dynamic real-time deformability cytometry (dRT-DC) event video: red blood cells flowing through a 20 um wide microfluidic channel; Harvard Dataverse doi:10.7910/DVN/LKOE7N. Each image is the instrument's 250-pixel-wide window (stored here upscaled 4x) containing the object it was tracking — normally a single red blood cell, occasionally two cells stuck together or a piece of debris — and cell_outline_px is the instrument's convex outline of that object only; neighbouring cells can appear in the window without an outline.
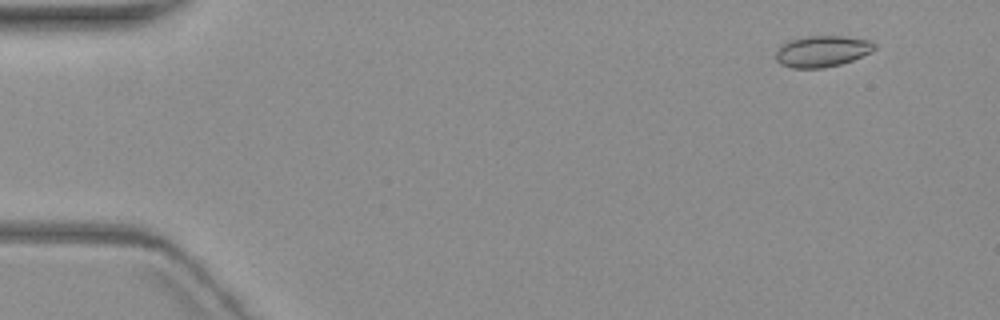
{"species": "common noctule bat (a hibernating species)", "species_latin": "Nyctalus noctula", "temperature_condition": "warm", "stored_images_in_passage": 5, "camera_frame_rate_fps": 3000, "um_per_image_px": 0.085, "animal": {"sex": "female", "body_mass_g": 19.3, "forearm_length_mm": 54.1}, "frame": {"image": 1, "passage_image": 1, "time_ms": 0.0, "image_size_px": [1000, 320], "cell_outline_px": [[876, 48], [852, 60], [840, 64], [824, 68], [792, 68], [780, 64], [776, 60], [776, 52], [788, 40], [804, 36], [844, 36], [868, 40], [876, 44]], "centroid_in_image_um": [69.85, 4.35], "position_along_channel_um": 15.1, "area_um2": 17.8}}
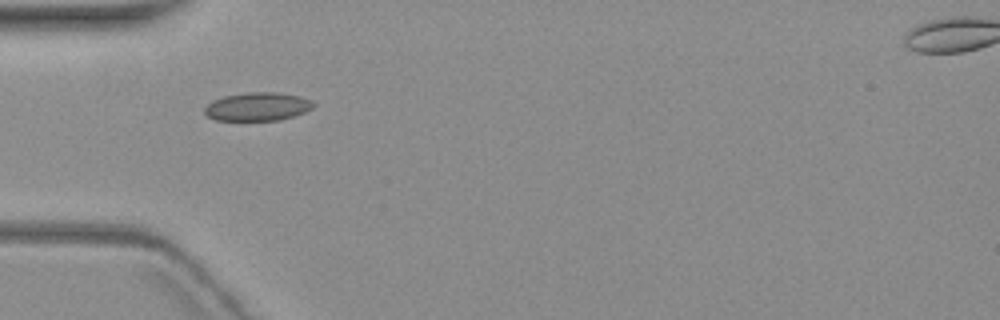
{"frame": {"image": 2, "passage_image": 4, "time_ms": 4.667, "image_size_px": [1000, 320], "cell_outline_px": [[316, 104], [312, 108], [304, 112], [292, 116], [276, 120], [216, 120], [208, 116], [204, 112], [204, 108], [212, 100], [224, 96], [248, 92], [276, 92], [300, 96], [312, 100]], "centroid_in_image_um": [21.89, 9.05], "position_along_channel_um": 63.1, "area_um2": 17.92}}
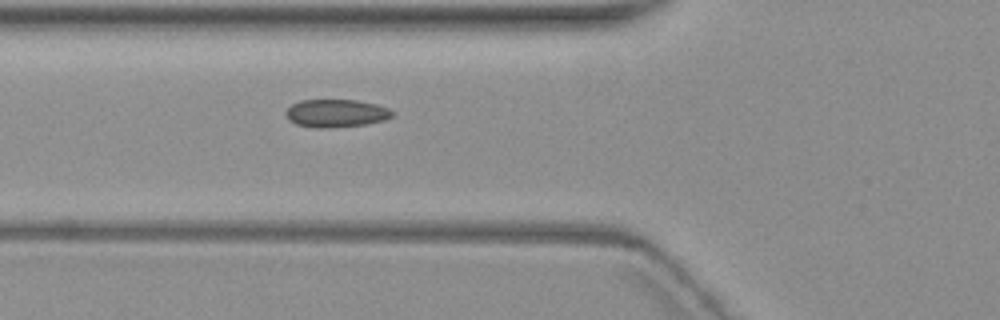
{"frame": {"image": 3, "passage_image": 5, "time_ms": 5.667, "image_size_px": [1000, 320], "cell_outline_px": [[396, 112], [392, 116], [384, 120], [364, 124], [332, 128], [316, 128], [296, 124], [288, 120], [288, 108], [292, 104], [300, 100], [356, 100], [376, 104], [388, 108]], "centroid_in_image_um": [28.59, 9.63], "position_along_channel_um": 97.2, "area_um2": 17.22}}